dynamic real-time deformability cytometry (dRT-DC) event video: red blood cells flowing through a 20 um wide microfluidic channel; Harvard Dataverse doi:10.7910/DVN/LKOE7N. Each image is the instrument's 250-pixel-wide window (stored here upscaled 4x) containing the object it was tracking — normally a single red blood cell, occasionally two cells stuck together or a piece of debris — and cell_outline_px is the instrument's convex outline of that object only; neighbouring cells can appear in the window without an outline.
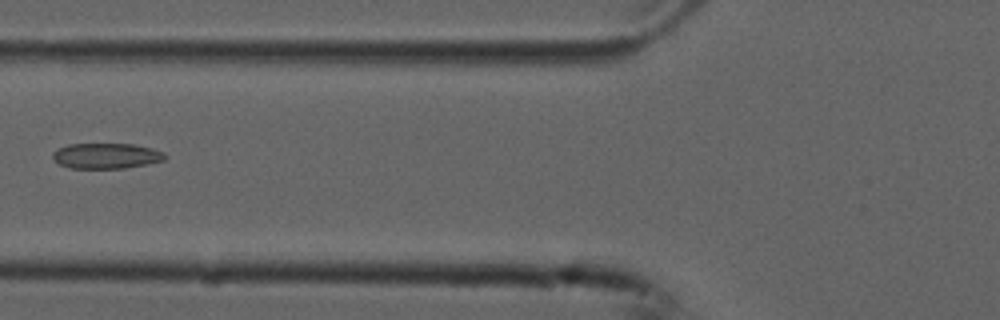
{"species": "common noctule bat (a hibernating species)", "species_latin": "Nyctalus noctula", "temperature_condition": "cold", "stored_images_in_passage": 4, "camera_frame_rate_fps": 3000, "um_per_image_px": 0.085, "animal": {"sex": "male", "forearm_length_mm": 52.5}, "frame": {"image": 1, "passage_image": 3, "time_ms": 0.667, "image_size_px": [1000, 320], "cell_outline_px": [[168, 156], [164, 160], [124, 168], [68, 168], [60, 164], [52, 156], [52, 152], [68, 144], [136, 144], [152, 148], [164, 152]], "centroid_in_image_um": [9.05, 13.24], "position_along_channel_um": 116.7, "area_um2": 16.59}}
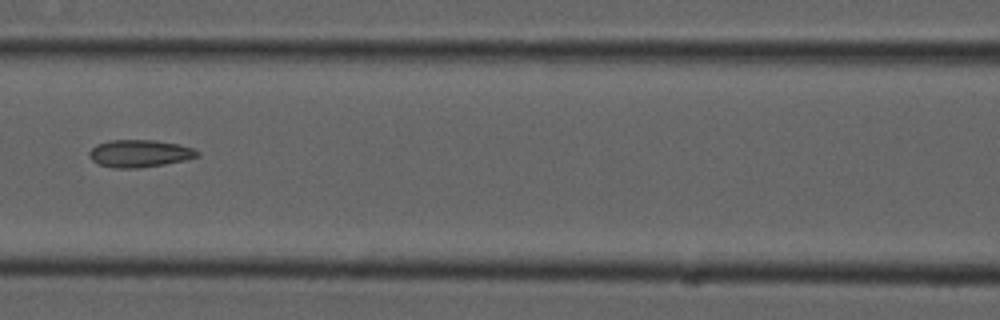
{"frame": {"image": 2, "passage_image": 4, "time_ms": 1.0, "image_size_px": [1000, 320], "cell_outline_px": [[200, 156], [184, 160], [164, 164], [140, 168], [112, 168], [100, 164], [92, 160], [88, 156], [88, 152], [96, 144], [112, 140], [156, 140], [176, 144], [192, 148], [200, 152]], "centroid_in_image_um": [11.85, 13.05], "position_along_channel_um": 154.8, "area_um2": 17.22}}